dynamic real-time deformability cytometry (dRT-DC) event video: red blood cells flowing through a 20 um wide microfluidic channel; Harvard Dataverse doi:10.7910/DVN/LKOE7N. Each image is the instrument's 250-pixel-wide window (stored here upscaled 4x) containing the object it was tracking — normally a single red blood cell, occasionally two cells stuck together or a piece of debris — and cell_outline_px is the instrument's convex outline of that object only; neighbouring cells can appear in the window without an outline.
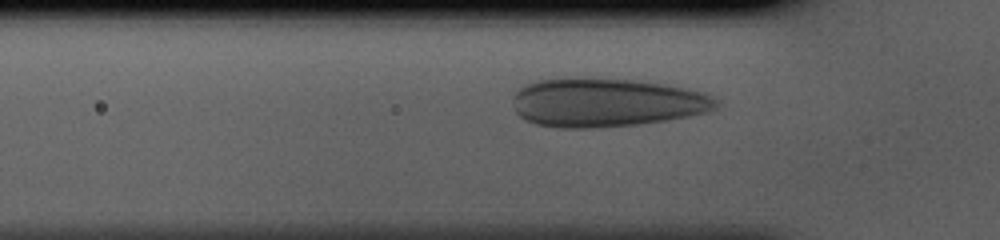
{"species": "human", "species_latin": "Homo sapiens", "temperature_condition": "cold", "stored_images_in_passage": 34, "camera_frame_rate_fps": 3000, "um_per_image_px": 0.085, "donor": {"sex": "male"}, "frame": {"image": 1, "passage_image": 9, "time_ms": 2.667, "image_size_px": [1000, 240], "cell_outline_px": [[716, 104], [712, 108], [704, 112], [688, 116], [664, 120], [636, 124], [588, 128], [560, 128], [536, 124], [524, 120], [516, 112], [512, 100], [512, 96], [524, 84], [536, 80], [580, 76], [632, 80], [660, 84], [684, 88], [700, 92], [712, 96], [716, 100]], "centroid_in_image_um": [51.41, 8.69], "position_along_channel_um": 74.4, "area_um2": 57.63}}
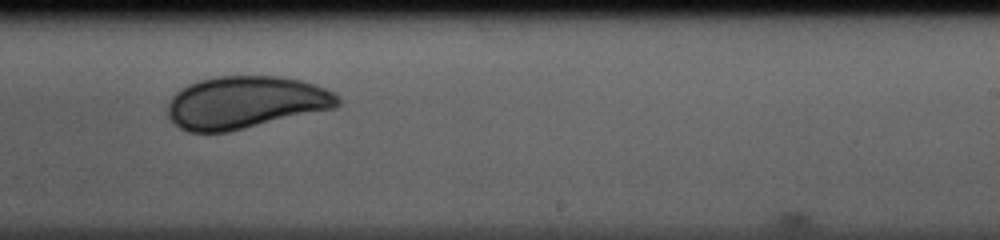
{"frame": {"image": 2, "passage_image": 23, "time_ms": 7.333, "image_size_px": [1000, 240], "cell_outline_px": [[340, 104], [336, 108], [228, 132], [188, 132], [180, 128], [168, 116], [168, 104], [172, 96], [180, 88], [196, 80], [216, 76], [280, 76], [300, 80], [316, 84], [332, 92], [340, 100]], "centroid_in_image_um": [20.86, 8.7], "position_along_channel_um": 268.1, "area_um2": 52.14}}
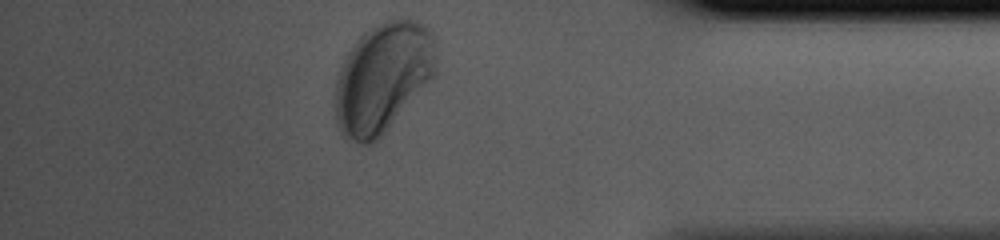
{"frame": {"image": 3, "passage_image": 34, "time_ms": 11.0, "image_size_px": [1000, 240], "cell_outline_px": [[436, 72], [384, 132], [372, 144], [360, 144], [344, 136], [340, 132], [336, 124], [336, 80], [340, 68], [348, 52], [356, 40], [364, 32], [388, 20], [400, 16], [408, 16], [424, 24], [436, 36]], "centroid_in_image_um": [32.56, 6.53], "position_along_channel_um": 402.6, "area_um2": 64.27}}